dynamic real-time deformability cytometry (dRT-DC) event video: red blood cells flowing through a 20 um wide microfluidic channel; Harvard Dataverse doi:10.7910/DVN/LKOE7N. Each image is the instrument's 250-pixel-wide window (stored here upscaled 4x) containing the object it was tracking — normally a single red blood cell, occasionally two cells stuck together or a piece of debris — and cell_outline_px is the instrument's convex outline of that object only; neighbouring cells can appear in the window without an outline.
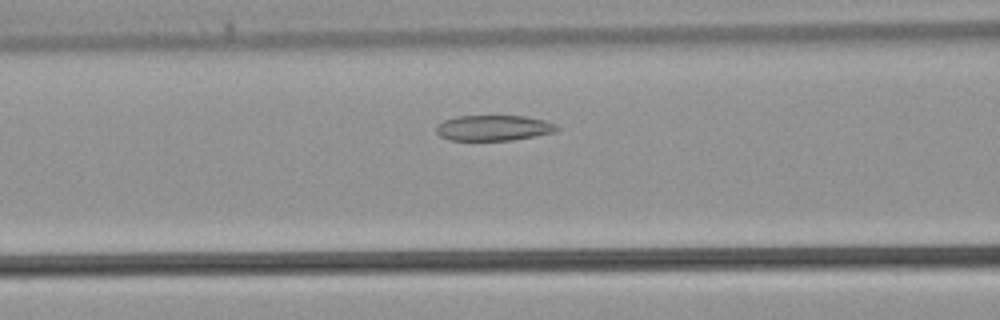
{"species": "common noctule bat (a hibernating species)", "species_latin": "Nyctalus noctula", "temperature_condition": "warm", "stored_images_in_passage": 15, "camera_frame_rate_fps": 3000, "um_per_image_px": 0.085, "animal": {"sex": "male", "body_mass_g": 21.5, "forearm_length_mm": 52.0}, "frame": {"image": 1, "passage_image": 11, "time_ms": 3.333, "image_size_px": [1000, 320], "cell_outline_px": [[560, 128], [556, 132], [512, 140], [448, 140], [440, 136], [436, 132], [436, 128], [444, 120], [456, 116], [524, 116], [544, 120], [556, 124]], "centroid_in_image_um": [41.97, 10.87], "position_along_channel_um": 124.6, "area_um2": 17.92}}
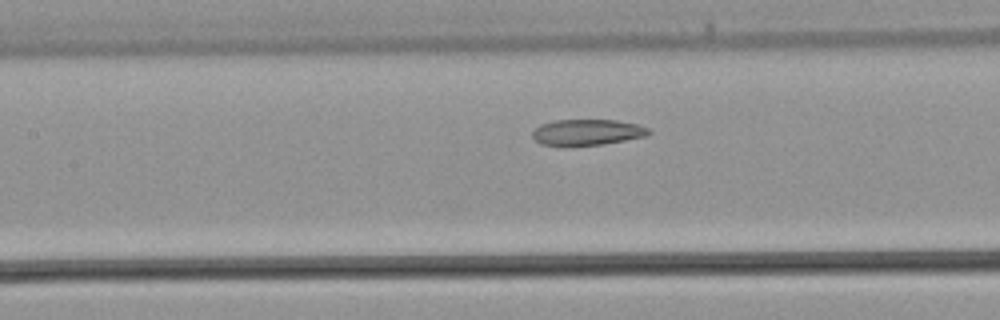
{"frame": {"image": 2, "passage_image": 13, "time_ms": 4.0, "image_size_px": [1000, 320], "cell_outline_px": [[652, 132], [644, 136], [624, 140], [600, 144], [568, 148], [564, 148], [540, 144], [532, 136], [532, 132], [540, 124], [552, 120], [616, 120], [636, 124], [648, 128]], "centroid_in_image_um": [49.82, 11.27], "position_along_channel_um": 157.6, "area_um2": 17.98}}